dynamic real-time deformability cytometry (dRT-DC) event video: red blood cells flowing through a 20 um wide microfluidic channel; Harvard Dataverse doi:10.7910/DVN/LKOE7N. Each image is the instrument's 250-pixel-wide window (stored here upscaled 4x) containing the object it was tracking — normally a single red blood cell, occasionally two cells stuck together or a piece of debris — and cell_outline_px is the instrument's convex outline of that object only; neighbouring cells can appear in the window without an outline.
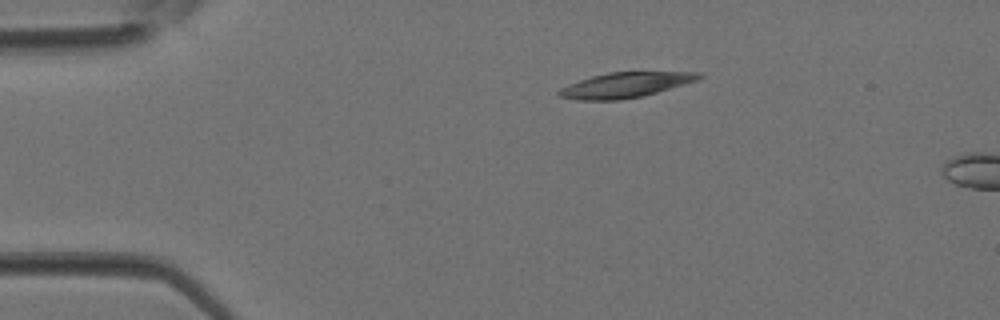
{"species": "Egyptian fruit bat (a non-hibernating species)", "species_latin": "Rousettus aegyptiacus", "temperature_condition": "room temperature", "stored_images_in_passage": 4, "camera_frame_rate_fps": 3000, "um_per_image_px": 0.085, "animal": {"sex": "female"}, "frame": {"image": 1, "passage_image": 1, "time_ms": 0.0, "image_size_px": [1000, 320], "cell_outline_px": [[704, 76], [696, 80], [644, 96], [620, 100], [576, 100], [556, 96], [556, 92], [560, 88], [568, 84], [592, 76], [608, 72], [700, 72]], "centroid_in_image_um": [53.09, 7.23], "position_along_channel_um": 31.9, "area_um2": 20.52}}